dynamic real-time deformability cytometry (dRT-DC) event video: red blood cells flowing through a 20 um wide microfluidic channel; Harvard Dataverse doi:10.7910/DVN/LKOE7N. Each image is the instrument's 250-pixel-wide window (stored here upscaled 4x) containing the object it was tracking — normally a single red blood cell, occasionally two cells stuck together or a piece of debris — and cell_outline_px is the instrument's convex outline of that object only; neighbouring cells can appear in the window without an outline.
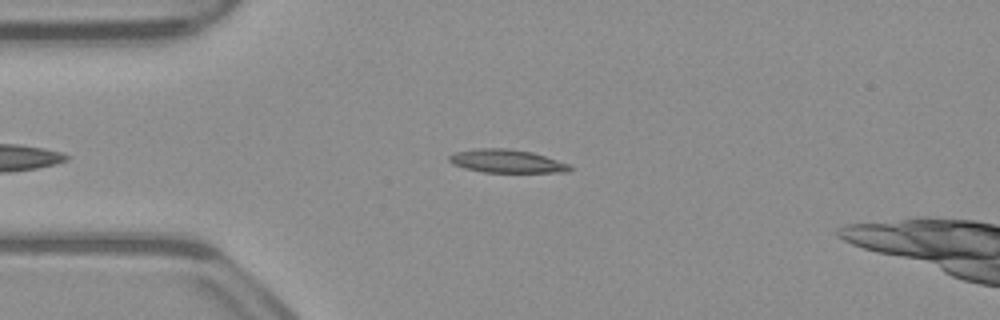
{"species": "common noctule bat (a hibernating species)", "species_latin": "Nyctalus noctula", "temperature_condition": "warm", "stored_images_in_passage": 40, "camera_frame_rate_fps": 3000, "um_per_image_px": 0.085, "animal": {"sex": "male", "body_mass_g": 23.1, "forearm_length_mm": 52.7}, "frame": {"image": 1, "passage_image": 4, "time_ms": 1.0, "image_size_px": [1000, 320], "cell_outline_px": [[572, 168], [568, 172], [484, 172], [464, 168], [452, 164], [448, 160], [448, 156], [452, 152], [476, 148], [508, 148], [532, 152], [572, 164]], "centroid_in_image_um": [43.06, 13.69], "position_along_channel_um": 41.9, "area_um2": 16.59}}
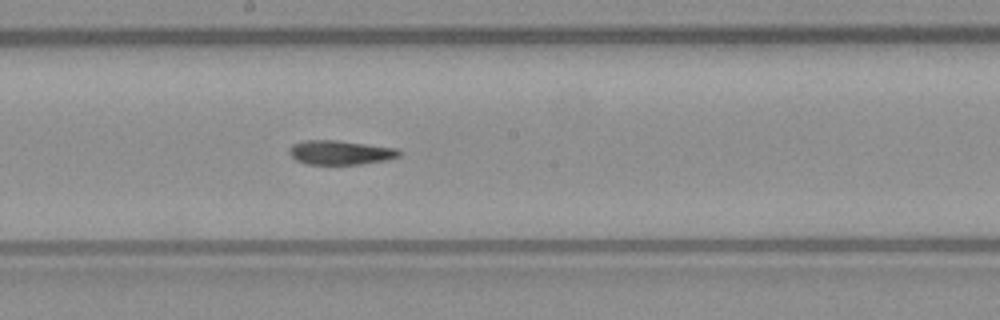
{"frame": {"image": 2, "passage_image": 19, "time_ms": 6.0, "image_size_px": [1000, 320], "cell_outline_px": [[400, 156], [388, 160], [360, 164], [308, 164], [296, 160], [288, 152], [288, 148], [292, 144], [304, 140], [336, 140], [396, 148], [400, 152]], "centroid_in_image_um": [28.9, 12.96], "position_along_channel_um": 219.3, "area_um2": 15.49}}
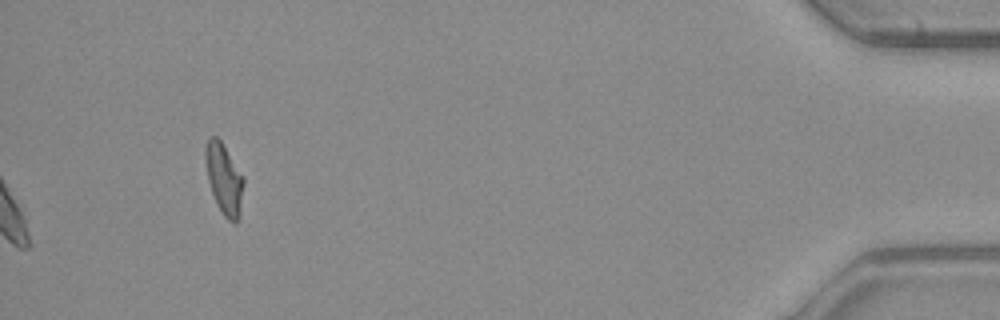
{"frame": {"image": 3, "passage_image": 40, "time_ms": 13.0, "image_size_px": [1000, 320], "cell_outline_px": [[244, 184], [240, 220], [236, 224], [228, 220], [224, 216], [216, 204], [208, 180], [204, 160], [204, 152], [208, 136], [216, 136], [220, 140], [244, 176]], "centroid_in_image_um": [19.06, 15.24], "position_along_channel_um": 416.1, "area_um2": 16.13}, "authors_computed_cell_mechanics": {"area_um2": 16.2129, "velocity_mm_per_s": 3.9436, "shape_relaxation_time_tau1_ms": null, "shape_relaxation_time_tau2_ms": 6.5556, "deformation_change_tau1": null, "deformation_change_tau2": 0.1601}}